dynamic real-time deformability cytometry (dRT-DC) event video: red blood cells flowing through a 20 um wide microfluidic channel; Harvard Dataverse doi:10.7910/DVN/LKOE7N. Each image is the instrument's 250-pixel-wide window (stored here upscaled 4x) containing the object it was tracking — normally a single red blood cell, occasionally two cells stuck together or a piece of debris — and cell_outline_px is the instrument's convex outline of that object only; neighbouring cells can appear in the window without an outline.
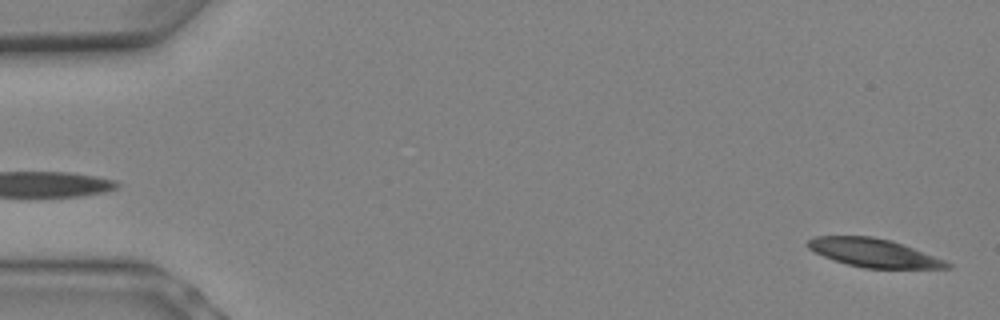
{"species": "Egyptian fruit bat (a non-hibernating species)", "species_latin": "Rousettus aegyptiacus", "temperature_condition": "warm", "stored_images_in_passage": 6, "segment_of_instrument_passage": [2, 2], "camera_frame_rate_fps": 3000, "um_per_image_px": 0.085, "animal": {"sex": "female"}, "frame": {"image": 1, "passage_image": 6, "time_ms": 1.667, "image_size_px": [1000, 320], "cell_outline_px": [[952, 268], [864, 268], [848, 264], [824, 256], [808, 248], [804, 244], [808, 240], [816, 236], [872, 236], [892, 240], [944, 260], [952, 264]], "centroid_in_image_um": [74.25, 21.48], "position_along_channel_um": 10.7, "area_um2": 22.77}}